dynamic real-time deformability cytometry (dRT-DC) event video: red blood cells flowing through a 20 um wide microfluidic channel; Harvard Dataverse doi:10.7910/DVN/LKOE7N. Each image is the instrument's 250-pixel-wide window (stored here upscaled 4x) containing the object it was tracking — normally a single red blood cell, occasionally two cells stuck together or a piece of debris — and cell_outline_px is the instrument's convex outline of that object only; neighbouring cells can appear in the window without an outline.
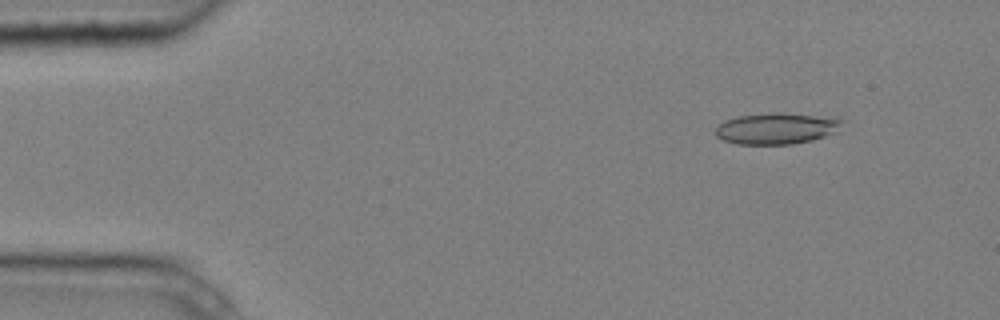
{"species": "common noctule bat (a hibernating species)", "species_latin": "Nyctalus noctula", "temperature_condition": "cold", "stored_images_in_passage": 5, "camera_frame_rate_fps": 3000, "um_per_image_px": 0.085, "animal": {"sex": "male", "body_mass_g": 20.4}, "frame": {"image": 1, "passage_image": 2, "time_ms": 0.333, "image_size_px": [1000, 320], "cell_outline_px": [[844, 120], [836, 132], [812, 140], [792, 144], [736, 144], [724, 140], [716, 136], [716, 128], [724, 120], [736, 116], [772, 112], [780, 112], [840, 116]], "centroid_in_image_um": [66.07, 10.89], "position_along_channel_um": 18.9, "area_um2": 23.58}}
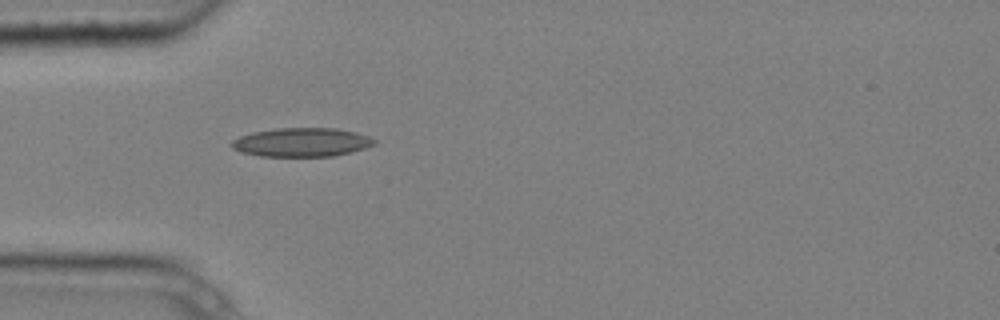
{"frame": {"image": 2, "passage_image": 5, "time_ms": 1.333, "image_size_px": [1000, 320], "cell_outline_px": [[376, 144], [352, 152], [332, 156], [260, 156], [240, 152], [232, 148], [232, 140], [240, 136], [252, 132], [276, 128], [336, 128], [356, 132], [368, 136], [376, 140]], "centroid_in_image_um": [25.64, 12.09], "position_along_channel_um": 59.4, "area_um2": 23.99}}